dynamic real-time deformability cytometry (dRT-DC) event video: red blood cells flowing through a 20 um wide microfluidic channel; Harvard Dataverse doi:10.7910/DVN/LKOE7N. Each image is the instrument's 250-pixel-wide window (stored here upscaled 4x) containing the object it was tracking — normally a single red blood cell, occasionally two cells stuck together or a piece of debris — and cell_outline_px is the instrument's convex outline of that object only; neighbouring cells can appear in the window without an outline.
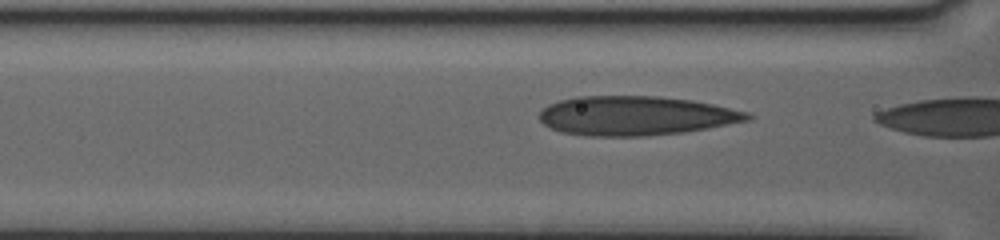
{"species": "human", "species_latin": "Homo sapiens", "temperature_condition": "warm", "stored_images_in_passage": 28, "camera_frame_rate_fps": 3000, "um_per_image_px": 0.085, "donor": {"sex": "female"}, "frame": {"image": 1, "passage_image": 27, "time_ms": 8.667, "image_size_px": [1000, 240], "cell_outline_px": [[752, 120], [684, 132], [648, 136], [588, 136], [560, 132], [544, 124], [540, 120], [540, 112], [548, 104], [560, 100], [576, 96], [656, 96], [692, 100], [712, 104], [748, 112], [752, 116]], "centroid_in_image_um": [54.03, 9.84], "position_along_channel_um": 112.6, "area_um2": 47.63}}